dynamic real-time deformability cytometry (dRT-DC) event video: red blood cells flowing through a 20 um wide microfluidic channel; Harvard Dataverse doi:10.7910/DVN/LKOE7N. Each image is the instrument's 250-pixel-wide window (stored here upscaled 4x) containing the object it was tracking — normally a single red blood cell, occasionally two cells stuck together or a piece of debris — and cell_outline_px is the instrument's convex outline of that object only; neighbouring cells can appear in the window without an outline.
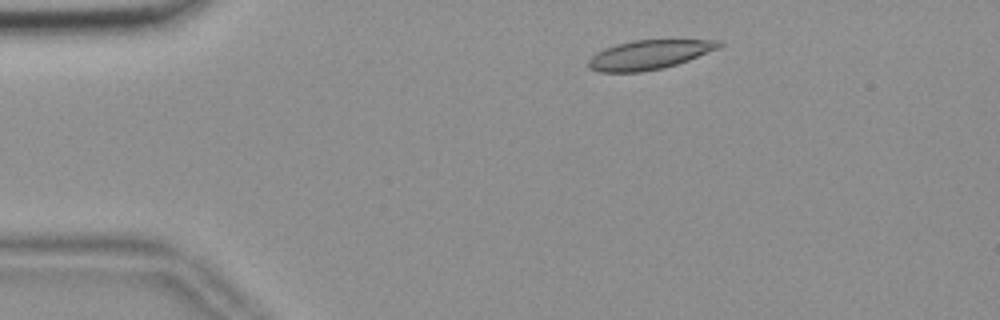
{"species": "common noctule bat (a hibernating species)", "species_latin": "Nyctalus noctula", "temperature_condition": "room temperature", "stored_images_in_passage": 46, "camera_frame_rate_fps": 3000, "um_per_image_px": 0.085, "animal": {"sex": "female", "body_mass_g": 18.4}, "frame": {"image": 1, "passage_image": 1, "time_ms": 0.0, "image_size_px": [1000, 320], "cell_outline_px": [[724, 44], [720, 48], [688, 60], [664, 68], [640, 72], [600, 72], [588, 68], [588, 60], [596, 52], [604, 48], [616, 44], [632, 40], [724, 40]], "centroid_in_image_um": [55.18, 4.65], "position_along_channel_um": 29.8, "area_um2": 22.37}}
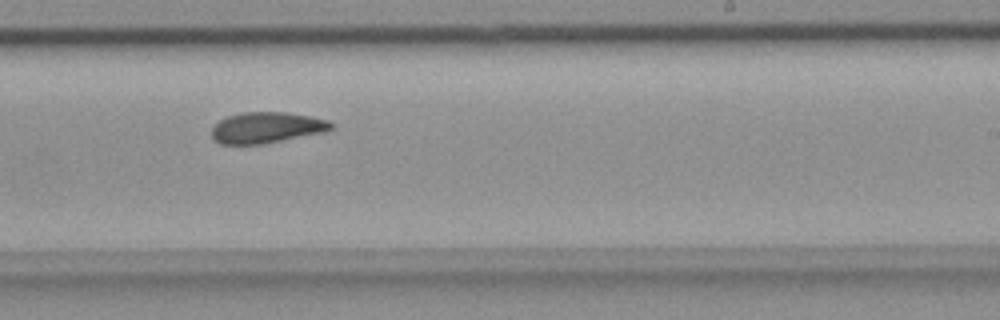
{"frame": {"image": 2, "passage_image": 25, "time_ms": 8.0, "image_size_px": [1000, 320], "cell_outline_px": [[332, 128], [324, 132], [260, 144], [220, 144], [212, 136], [212, 128], [220, 120], [228, 116], [244, 112], [288, 112], [312, 116], [328, 120], [332, 124]], "centroid_in_image_um": [22.66, 10.83], "position_along_channel_um": 266.3, "area_um2": 21.33}}
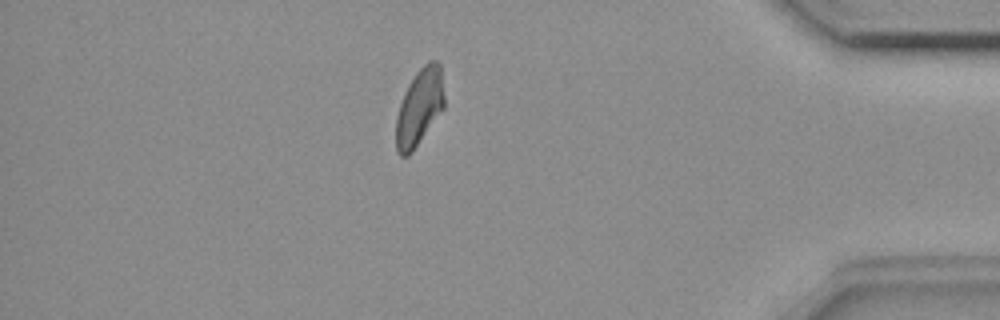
{"frame": {"image": 3, "passage_image": 39, "time_ms": 12.667, "image_size_px": [1000, 320], "cell_outline_px": [[444, 108], [412, 152], [408, 156], [400, 156], [396, 152], [396, 116], [404, 92], [408, 84], [416, 72], [428, 60], [436, 60], [440, 64], [444, 96]], "centroid_in_image_um": [35.64, 9.11], "position_along_channel_um": 399.6, "area_um2": 21.62}, "authors_computed_cell_mechanics": {"area_um2": 21.9929, "velocity_mm_per_s": 3.6529, "shape_relaxation_time_tau1_ms": 11.2845, "shape_relaxation_time_tau2_ms": 7.7636, "deformation_change_tau1": 0.2097, "deformation_change_tau2": 0.1138}}